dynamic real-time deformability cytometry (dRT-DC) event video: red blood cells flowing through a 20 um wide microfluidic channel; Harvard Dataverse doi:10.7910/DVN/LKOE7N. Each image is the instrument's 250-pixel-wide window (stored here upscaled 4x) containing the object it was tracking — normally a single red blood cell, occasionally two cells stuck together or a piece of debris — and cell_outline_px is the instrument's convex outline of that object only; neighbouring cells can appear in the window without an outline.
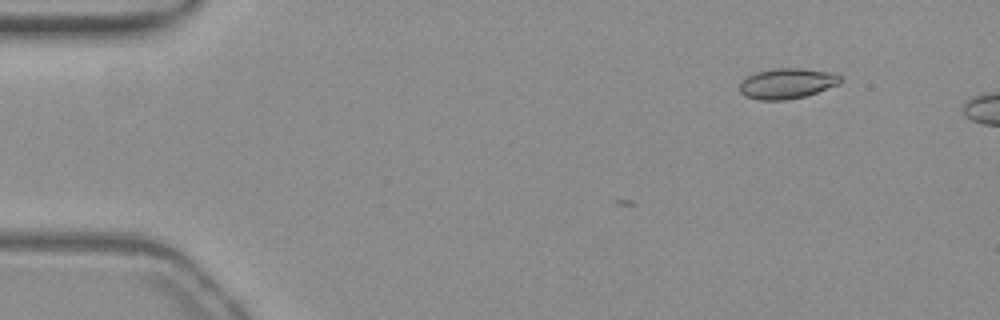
{"species": "common noctule bat (a hibernating species)", "species_latin": "Nyctalus noctula", "temperature_condition": "warm", "stored_images_in_passage": 8, "camera_frame_rate_fps": 3000, "um_per_image_px": 0.085, "animal": {"sex": "female", "body_mass_g": 19.3, "forearm_length_mm": 54.1}, "frame": {"image": 1, "passage_image": 8, "time_ms": 2.333, "image_size_px": [1000, 320], "cell_outline_px": [[840, 84], [804, 96], [788, 100], [760, 100], [744, 96], [740, 92], [740, 84], [748, 76], [756, 72], [772, 68], [800, 68], [832, 72], [840, 76]], "centroid_in_image_um": [66.89, 7.09], "position_along_channel_um": 18.1, "area_um2": 17.8}}